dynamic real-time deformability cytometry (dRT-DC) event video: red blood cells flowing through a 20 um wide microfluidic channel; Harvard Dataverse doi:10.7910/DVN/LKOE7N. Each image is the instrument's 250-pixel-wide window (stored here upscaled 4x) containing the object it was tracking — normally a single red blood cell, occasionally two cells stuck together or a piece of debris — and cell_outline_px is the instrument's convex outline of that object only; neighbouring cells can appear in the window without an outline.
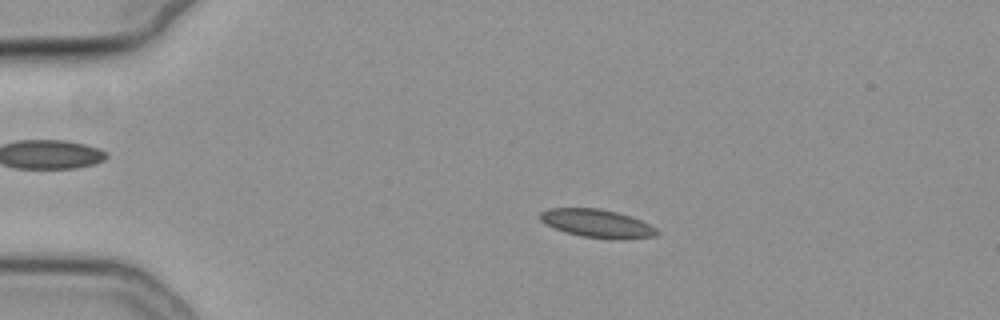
{"species": "common noctule bat (a hibernating species)", "species_latin": "Nyctalus noctula", "temperature_condition": "cold", "stored_images_in_passage": 55, "camera_frame_rate_fps": 3000, "um_per_image_px": 0.085, "animal": {"sex": "female", "body_mass_g": 19.3, "forearm_length_mm": 54.1}, "frame": {"image": 1, "passage_image": 12, "time_ms": 3.667, "image_size_px": [1000, 320], "cell_outline_px": [[660, 232], [656, 236], [580, 236], [556, 228], [540, 220], [536, 216], [540, 212], [548, 208], [600, 208], [616, 212], [640, 220], [656, 228]], "centroid_in_image_um": [50.64, 18.92], "position_along_channel_um": 34.4, "area_um2": 18.03}}
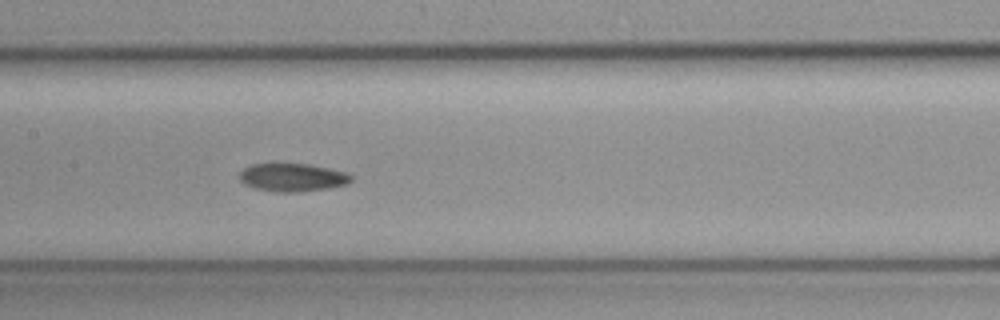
{"frame": {"image": 2, "passage_image": 28, "time_ms": 9.0, "image_size_px": [1000, 320], "cell_outline_px": [[352, 180], [344, 184], [328, 188], [300, 192], [276, 192], [256, 188], [244, 184], [240, 180], [240, 172], [244, 168], [252, 164], [312, 164], [348, 172], [352, 176]], "centroid_in_image_um": [24.88, 15.07], "position_along_channel_um": 182.5, "area_um2": 18.26}}
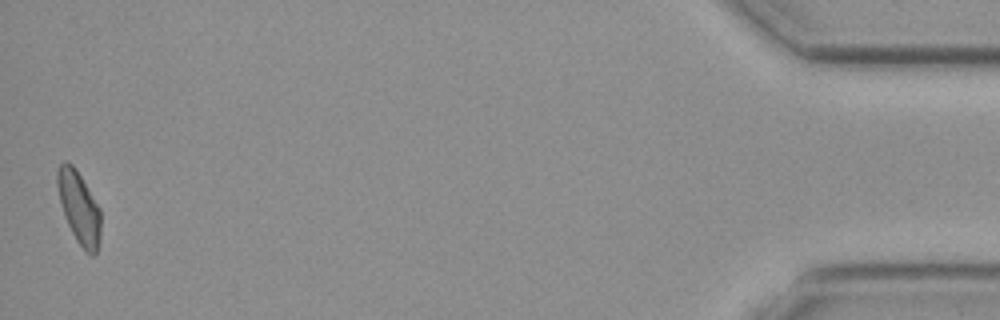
{"frame": {"image": 3, "passage_image": 55, "time_ms": 18.0, "image_size_px": [1000, 320], "cell_outline_px": [[100, 240], [96, 252], [92, 256], [84, 252], [76, 240], [64, 216], [56, 184], [56, 172], [60, 164], [64, 160], [72, 164], [76, 168], [100, 208]], "centroid_in_image_um": [6.71, 17.64], "position_along_channel_um": 428.5, "area_um2": 18.38}}